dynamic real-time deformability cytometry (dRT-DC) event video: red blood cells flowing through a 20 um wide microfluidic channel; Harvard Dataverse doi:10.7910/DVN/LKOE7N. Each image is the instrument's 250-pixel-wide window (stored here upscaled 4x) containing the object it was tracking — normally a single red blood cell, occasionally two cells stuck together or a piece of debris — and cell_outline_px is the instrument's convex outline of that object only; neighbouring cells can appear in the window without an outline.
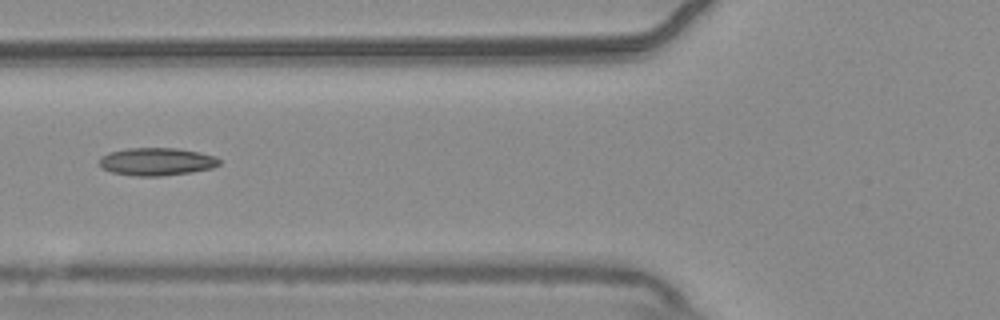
{"species": "common noctule bat (a hibernating species)", "species_latin": "Nyctalus noctula", "temperature_condition": "warm", "stored_images_in_passage": 24, "camera_frame_rate_fps": 3000, "um_per_image_px": 0.085, "animal": {"sex": "male", "body_mass_g": 20.4}, "frame": {"image": 1, "passage_image": 9, "time_ms": 2.667, "image_size_px": [1000, 320], "cell_outline_px": [[220, 164], [212, 168], [192, 172], [160, 176], [136, 176], [112, 172], [104, 168], [100, 164], [100, 156], [112, 152], [128, 148], [176, 148], [216, 156], [220, 160]], "centroid_in_image_um": [13.34, 13.74], "position_along_channel_um": 112.5, "area_um2": 19.19}}
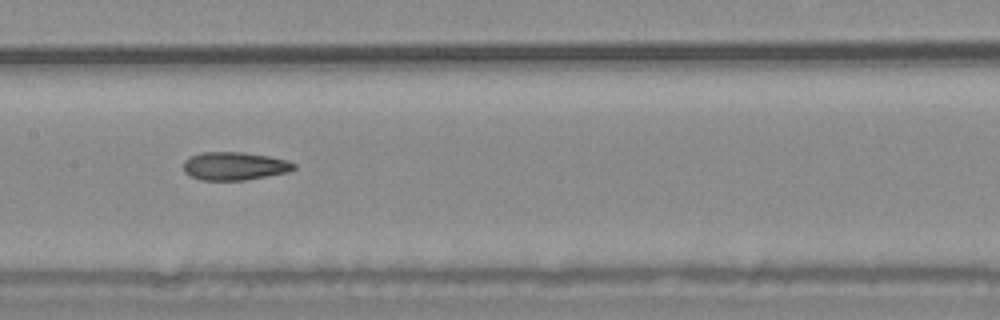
{"frame": {"image": 2, "passage_image": 15, "time_ms": 4.667, "image_size_px": [1000, 320], "cell_outline_px": [[296, 168], [288, 172], [244, 180], [200, 180], [188, 176], [184, 172], [184, 160], [188, 156], [200, 152], [244, 152], [268, 156], [288, 160], [296, 164]], "centroid_in_image_um": [19.9, 14.11], "position_along_channel_um": 187.5, "area_um2": 18.32}}
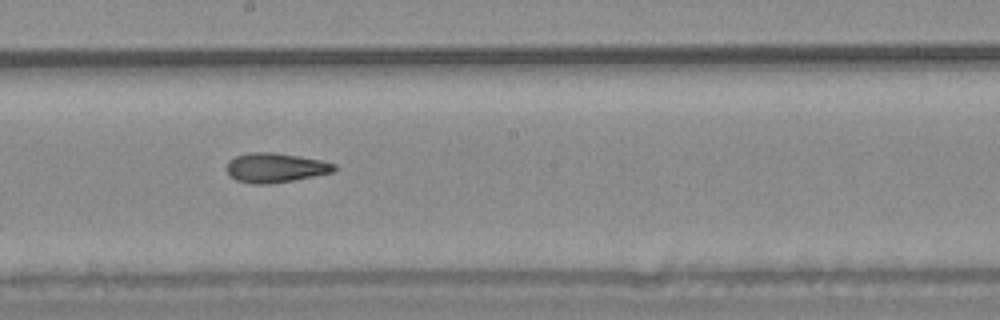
{"frame": {"image": 3, "passage_image": 18, "time_ms": 5.667, "image_size_px": [1000, 320], "cell_outline_px": [[336, 168], [332, 172], [292, 180], [268, 184], [252, 184], [236, 180], [228, 176], [224, 168], [228, 160], [236, 156], [252, 152], [272, 152], [320, 160], [336, 164]], "centroid_in_image_um": [23.31, 14.26], "position_along_channel_um": 224.9, "area_um2": 18.44}}